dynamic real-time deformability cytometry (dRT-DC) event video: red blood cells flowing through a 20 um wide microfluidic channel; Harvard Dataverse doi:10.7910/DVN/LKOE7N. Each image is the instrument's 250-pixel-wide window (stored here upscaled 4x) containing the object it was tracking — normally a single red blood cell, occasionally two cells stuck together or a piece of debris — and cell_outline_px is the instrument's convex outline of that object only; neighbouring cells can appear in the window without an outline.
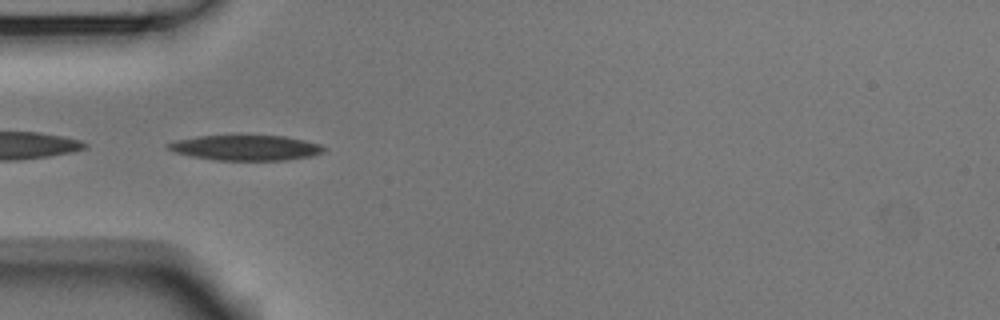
{"species": "Egyptian fruit bat (a non-hibernating species)", "species_latin": "Rousettus aegyptiacus", "temperature_condition": "room temperature", "stored_images_in_passage": 46, "camera_frame_rate_fps": 3000, "um_per_image_px": 0.085, "animal": {"sex": "male"}, "frame": {"image": 1, "passage_image": 9, "time_ms": 2.667, "image_size_px": [1000, 320], "cell_outline_px": [[328, 148], [324, 152], [312, 156], [284, 160], [216, 160], [192, 156], [176, 152], [164, 148], [164, 144], [176, 140], [196, 136], [284, 136], [304, 140], [320, 144]], "centroid_in_image_um": [20.89, 12.56], "position_along_channel_um": 64.1, "area_um2": 22.95}}
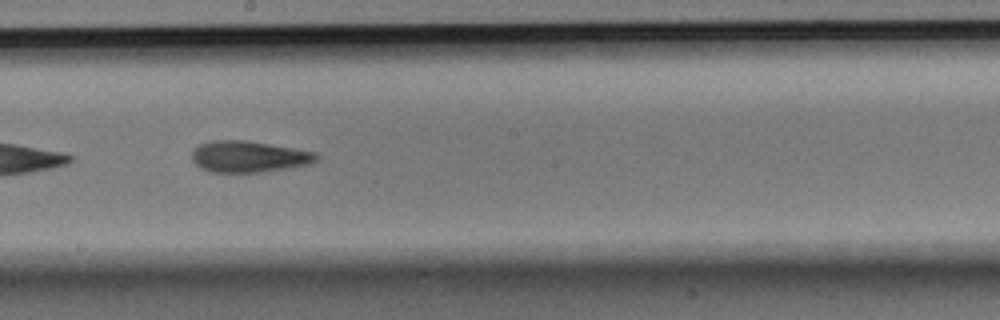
{"frame": {"image": 2, "passage_image": 22, "time_ms": 7.0, "image_size_px": [1000, 320], "cell_outline_px": [[320, 156], [316, 160], [308, 164], [288, 168], [264, 172], [212, 172], [196, 164], [192, 160], [192, 152], [200, 144], [212, 140], [248, 140], [316, 152]], "centroid_in_image_um": [21.17, 13.3], "position_along_channel_um": 227.0, "area_um2": 22.66}}
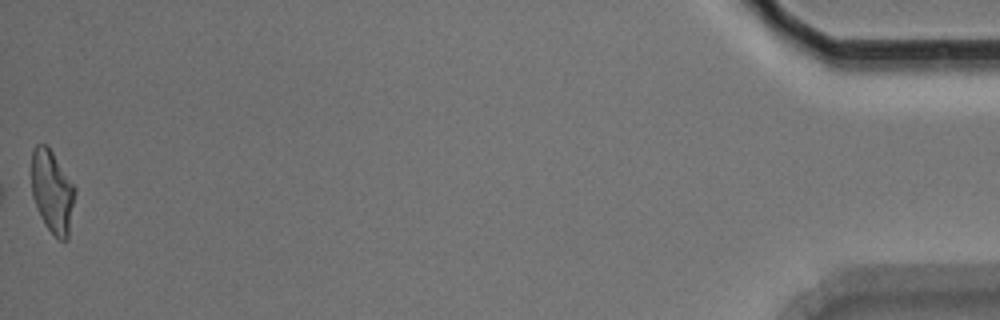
{"frame": {"image": 3, "passage_image": 46, "time_ms": 15.0, "image_size_px": [1000, 320], "cell_outline_px": [[76, 192], [68, 240], [60, 240], [44, 224], [40, 216], [32, 196], [32, 148], [36, 144], [48, 144], [76, 188]], "centroid_in_image_um": [4.45, 16.26], "position_along_channel_um": 430.7, "area_um2": 21.15}, "authors_computed_cell_mechanics": {"area_um2": 22.542, "velocity_mm_per_s": 3.7564, "shape_relaxation_time_tau1_ms": 6.3841, "shape_relaxation_time_tau2_ms": 3.0567, "deformation_change_tau1": 0.1763, "deformation_change_tau2": 0.1237}}